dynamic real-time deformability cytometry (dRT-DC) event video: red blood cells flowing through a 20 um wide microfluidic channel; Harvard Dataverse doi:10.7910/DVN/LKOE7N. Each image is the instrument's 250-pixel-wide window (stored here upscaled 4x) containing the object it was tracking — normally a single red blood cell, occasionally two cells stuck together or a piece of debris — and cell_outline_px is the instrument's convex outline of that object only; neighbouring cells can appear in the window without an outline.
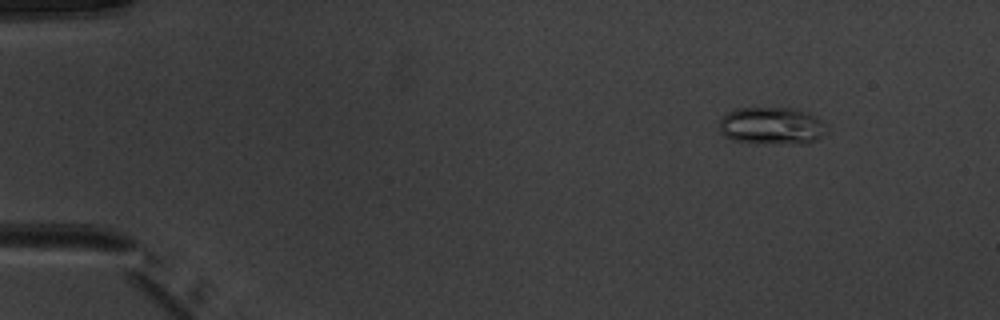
{"species": "common noctule bat (a hibernating species)", "species_latin": "Nyctalus noctula", "temperature_condition": "warm", "stored_images_in_passage": 46, "camera_frame_rate_fps": 3000, "um_per_image_px": 0.085, "animal": {"sex": "male", "body_mass_g": 20.1, "forearm_length_mm": 53.5}, "frame": {"image": 1, "passage_image": 1, "time_ms": 0.0, "image_size_px": [1000, 320], "cell_outline_px": [[828, 132], [816, 140], [808, 144], [756, 144], [732, 140], [724, 136], [720, 132], [720, 120], [728, 112], [736, 108], [792, 108], [808, 112], [816, 116], [820, 120]], "centroid_in_image_um": [65.6, 10.72], "position_along_channel_um": 19.4, "area_um2": 23.81}}
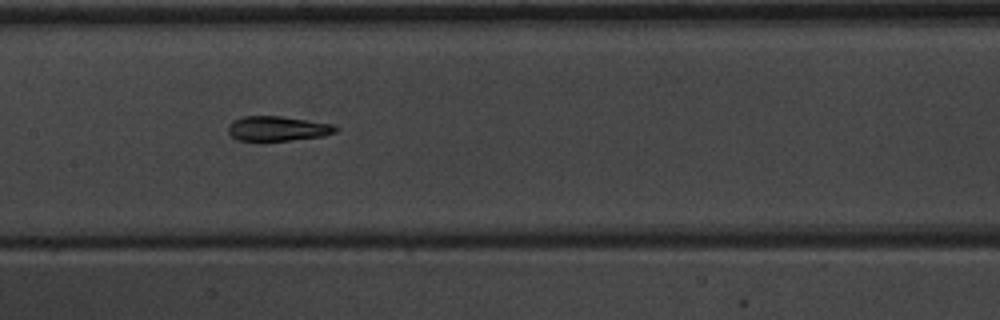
{"frame": {"image": 2, "passage_image": 21, "time_ms": 6.667, "image_size_px": [1000, 320], "cell_outline_px": [[340, 128], [336, 132], [324, 136], [292, 140], [236, 140], [228, 132], [228, 124], [232, 120], [244, 116], [280, 116], [332, 124]], "centroid_in_image_um": [23.59, 10.92], "position_along_channel_um": 183.8, "area_um2": 15.49}}
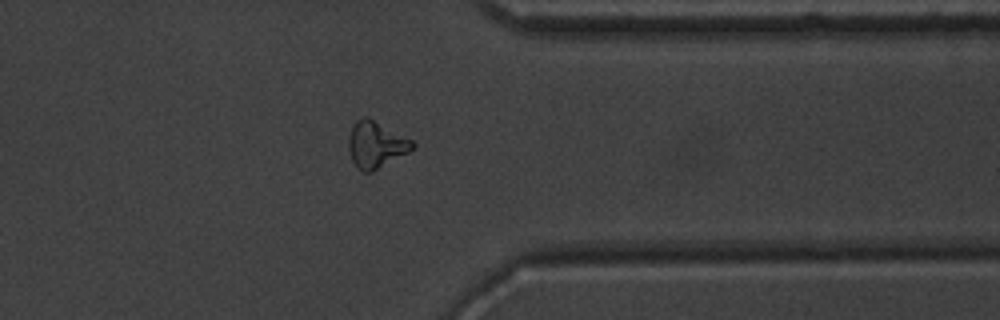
{"frame": {"image": 3, "passage_image": 36, "time_ms": 11.667, "image_size_px": [1000, 320], "cell_outline_px": [[416, 144], [408, 152], [372, 172], [364, 172], [352, 160], [348, 148], [348, 136], [356, 120], [364, 116], [368, 116], [412, 140]], "centroid_in_image_um": [31.94, 12.27], "position_along_channel_um": 379.5, "area_um2": 17.11}, "authors_computed_cell_mechanics": {"area_um2": 16.3574, "velocity_mm_per_s": 4.0018, "shape_relaxation_time_tau1_ms": 4.6403, "shape_relaxation_time_tau2_ms": 2.4926, "deformation_change_tau1": 0.186, "deformation_change_tau2": 0.101}}